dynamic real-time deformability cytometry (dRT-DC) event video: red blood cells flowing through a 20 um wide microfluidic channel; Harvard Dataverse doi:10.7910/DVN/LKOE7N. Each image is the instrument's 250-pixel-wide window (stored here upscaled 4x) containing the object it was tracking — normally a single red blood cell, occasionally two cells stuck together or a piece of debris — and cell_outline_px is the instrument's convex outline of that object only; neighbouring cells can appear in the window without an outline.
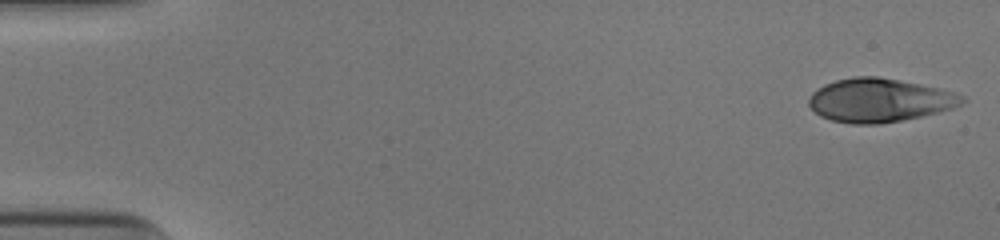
{"species": "human", "species_latin": "Homo sapiens", "temperature_condition": "cold", "stored_images_in_passage": 51, "camera_frame_rate_fps": 3000, "um_per_image_px": 0.085, "donor": {"sex": "male"}, "frame": {"image": 1, "passage_image": 1, "time_ms": 0.0, "image_size_px": [1000, 240], "cell_outline_px": [[968, 100], [964, 104], [952, 108], [920, 116], [880, 124], [852, 124], [832, 120], [820, 116], [808, 104], [808, 96], [816, 88], [824, 84], [836, 80], [852, 76], [876, 76], [900, 80], [940, 88], [956, 92], [964, 96]], "centroid_in_image_um": [74.75, 8.51], "position_along_channel_um": 10.2, "area_um2": 39.13}}
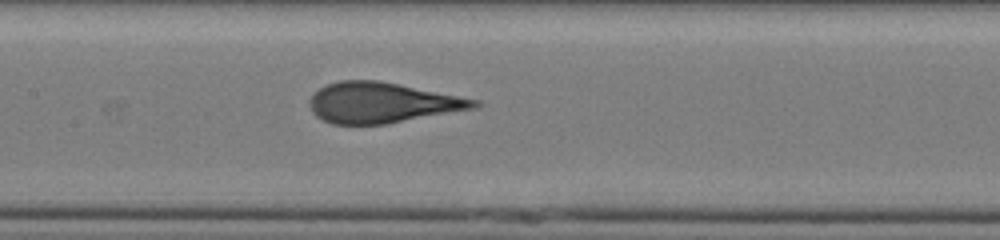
{"frame": {"image": 2, "passage_image": 25, "time_ms": 8.0, "image_size_px": [1000, 240], "cell_outline_px": [[484, 104], [476, 108], [388, 124], [332, 124], [316, 116], [312, 112], [308, 104], [308, 100], [320, 88], [328, 84], [340, 80], [380, 80], [480, 100]], "centroid_in_image_um": [32.5, 8.73], "position_along_channel_um": 174.9, "area_um2": 39.02}}
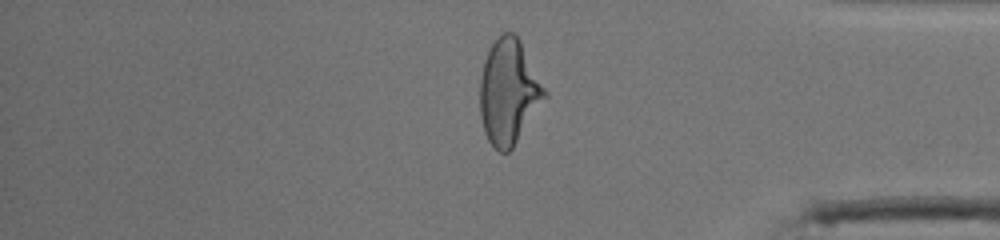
{"frame": {"image": 3, "passage_image": 43, "time_ms": 14.0, "image_size_px": [1000, 240], "cell_outline_px": [[548, 96], [512, 148], [508, 152], [500, 152], [488, 140], [484, 132], [480, 116], [480, 76], [484, 60], [492, 44], [504, 32], [516, 32], [548, 92]], "centroid_in_image_um": [43.25, 7.8], "position_along_channel_um": 391.9, "area_um2": 39.65}, "authors_computed_cell_mechanics": {"area_um2": 38.8994, "velocity_mm_per_s": 3.9456, "shape_relaxation_time_tau1_ms": 5.5213, "shape_relaxation_time_tau2_ms": null, "deformation_change_tau1": 0.2254, "deformation_change_tau2": null}}